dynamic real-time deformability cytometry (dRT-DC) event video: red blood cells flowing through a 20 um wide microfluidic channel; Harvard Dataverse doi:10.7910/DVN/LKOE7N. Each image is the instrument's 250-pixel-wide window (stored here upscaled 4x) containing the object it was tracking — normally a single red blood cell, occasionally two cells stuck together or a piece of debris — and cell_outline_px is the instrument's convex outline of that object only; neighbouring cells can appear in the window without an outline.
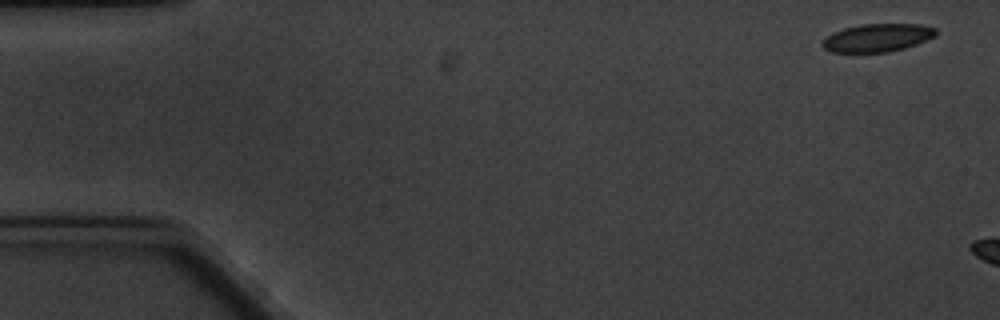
{"species": "common noctule bat (a hibernating species)", "species_latin": "Nyctalus noctula", "temperature_condition": "cold", "stored_images_in_passage": 2, "camera_frame_rate_fps": 3000, "um_per_image_px": 0.085, "animal": {"sex": "male", "body_mass_g": 20.1, "forearm_length_mm": 53.5}, "frame": {"image": 1, "passage_image": 1, "time_ms": 0.0, "image_size_px": [1000, 320], "cell_outline_px": [[936, 36], [916, 44], [904, 48], [888, 52], [832, 52], [824, 48], [820, 44], [828, 36], [844, 28], [860, 24], [920, 24], [936, 28]], "centroid_in_image_um": [74.6, 3.21], "position_along_channel_um": 10.4, "area_um2": 18.38}}